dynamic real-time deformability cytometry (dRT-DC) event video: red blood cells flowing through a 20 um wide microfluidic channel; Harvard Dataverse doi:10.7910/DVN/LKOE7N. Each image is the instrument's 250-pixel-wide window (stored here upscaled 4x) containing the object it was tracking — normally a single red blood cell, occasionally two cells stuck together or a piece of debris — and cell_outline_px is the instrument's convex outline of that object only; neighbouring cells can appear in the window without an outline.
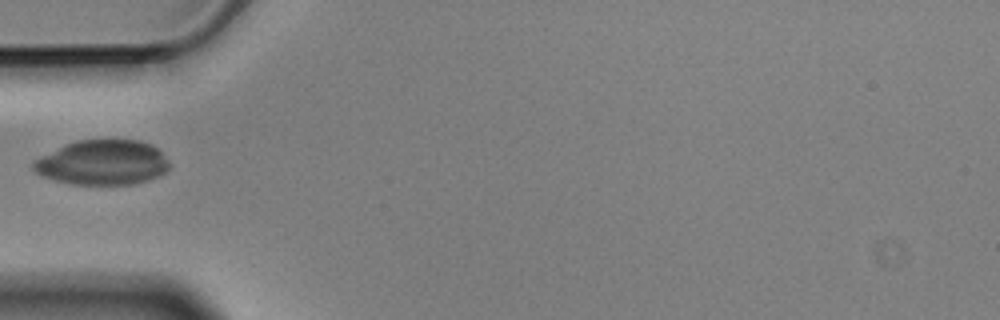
{"species": "Egyptian fruit bat (a non-hibernating species)", "species_latin": "Rousettus aegyptiacus", "temperature_condition": "cold", "stored_images_in_passage": 4, "camera_frame_rate_fps": 3000, "um_per_image_px": 0.085, "animal": {"sex": "male"}, "frame": {"image": 1, "passage_image": 4, "time_ms": 1.0, "image_size_px": [1000, 320], "cell_outline_px": [[168, 168], [160, 176], [136, 184], [72, 184], [40, 176], [32, 168], [32, 164], [36, 160], [76, 140], [140, 140], [152, 144], [168, 160]], "centroid_in_image_um": [8.75, 13.82], "position_along_channel_um": 76.2, "area_um2": 35.14}}